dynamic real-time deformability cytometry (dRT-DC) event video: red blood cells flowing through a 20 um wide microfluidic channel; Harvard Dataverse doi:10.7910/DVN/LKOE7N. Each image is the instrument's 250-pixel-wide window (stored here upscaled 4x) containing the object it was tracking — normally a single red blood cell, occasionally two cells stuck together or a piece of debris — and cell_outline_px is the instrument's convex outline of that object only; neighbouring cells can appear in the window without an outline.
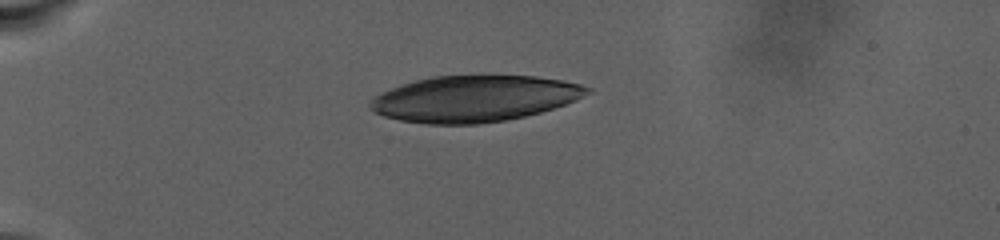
{"species": "human", "species_latin": "Homo sapiens", "temperature_condition": "warm", "stored_images_in_passage": 64, "camera_frame_rate_fps": 3000, "um_per_image_px": 0.085, "donor": {"sex": "male"}, "frame": {"image": 1, "passage_image": 1, "time_ms": 0.0, "image_size_px": [1000, 240], "cell_outline_px": [[592, 92], [576, 100], [540, 112], [524, 116], [504, 120], [476, 124], [428, 124], [400, 120], [384, 116], [376, 112], [368, 104], [376, 96], [392, 88], [416, 80], [432, 76], [480, 72], [536, 76], [564, 80], [580, 84], [592, 88]], "centroid_in_image_um": [40.38, 8.33], "position_along_channel_um": 44.6, "area_um2": 59.42}}
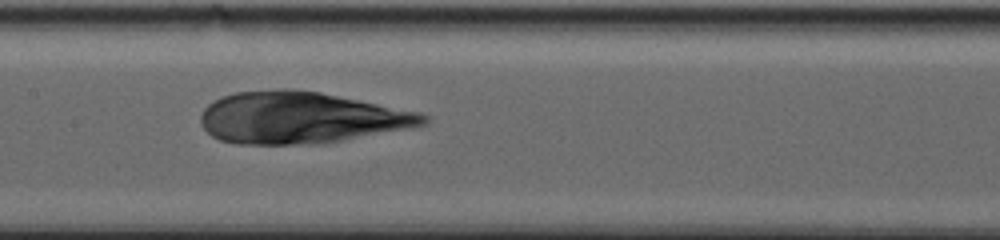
{"frame": {"image": 2, "passage_image": 24, "time_ms": 7.667, "image_size_px": [1000, 240], "cell_outline_px": [[428, 120], [424, 124], [324, 144], [236, 144], [220, 140], [212, 136], [200, 124], [200, 116], [204, 108], [212, 100], [220, 96], [236, 92], [276, 88], [284, 88], [320, 92], [420, 112], [428, 116]], "centroid_in_image_um": [25.48, 10.0], "position_along_channel_um": 181.9, "area_um2": 66.99}}
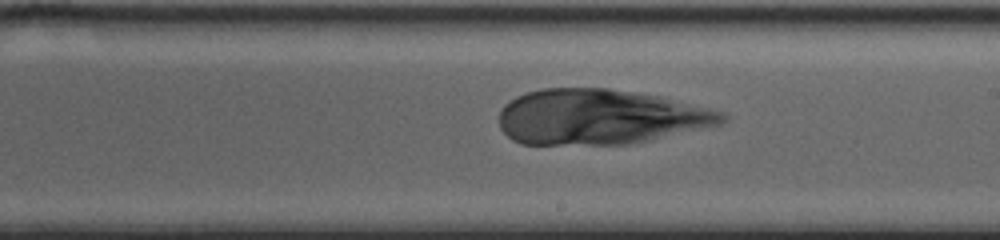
{"frame": {"image": 3, "passage_image": 31, "time_ms": 10.0, "image_size_px": [1000, 240], "cell_outline_px": [[728, 116], [720, 124], [628, 144], [520, 144], [512, 140], [500, 128], [500, 112], [504, 104], [516, 96], [528, 92], [544, 88], [608, 88], [660, 96], [724, 112]], "centroid_in_image_um": [50.94, 9.93], "position_along_channel_um": 238.1, "area_um2": 71.21}}